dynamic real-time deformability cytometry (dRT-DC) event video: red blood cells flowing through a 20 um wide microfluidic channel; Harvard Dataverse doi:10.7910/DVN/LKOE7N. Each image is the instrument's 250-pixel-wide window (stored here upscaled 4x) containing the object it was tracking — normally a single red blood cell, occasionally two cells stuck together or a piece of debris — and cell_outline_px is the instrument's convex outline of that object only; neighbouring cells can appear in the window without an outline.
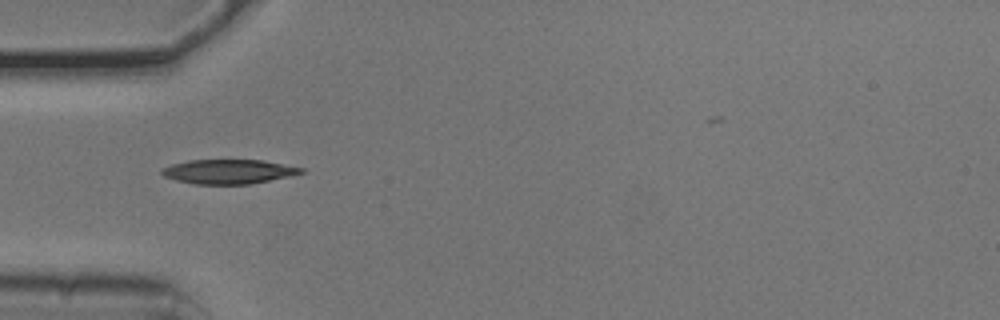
{"species": "common noctule bat (a hibernating species)", "species_latin": "Nyctalus noctula", "temperature_condition": "cold", "stored_images_in_passage": 3, "camera_frame_rate_fps": 3000, "um_per_image_px": 0.085, "animal": {"sex": "male", "body_mass_g": 20.5, "forearm_length_mm": 52.5}, "frame": {"image": 1, "passage_image": 1, "time_ms": 0.0, "image_size_px": [1000, 320], "cell_outline_px": [[304, 172], [292, 176], [248, 184], [192, 184], [176, 180], [164, 176], [160, 172], [160, 168], [172, 164], [188, 160], [264, 160], [304, 168]], "centroid_in_image_um": [19.42, 14.58], "position_along_channel_um": 65.6, "area_um2": 19.88}}
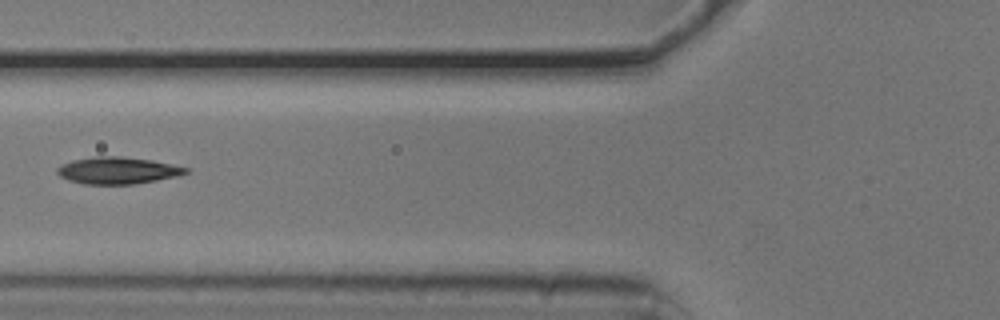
{"frame": {"image": 2, "passage_image": 2, "time_ms": 0.333, "image_size_px": [1000, 320], "cell_outline_px": [[188, 172], [176, 176], [156, 180], [132, 184], [84, 184], [68, 180], [60, 176], [56, 172], [56, 168], [60, 164], [76, 160], [96, 156], [124, 156], [152, 160], [188, 168]], "centroid_in_image_um": [9.96, 14.48], "position_along_channel_um": 115.8, "area_um2": 20.0}}
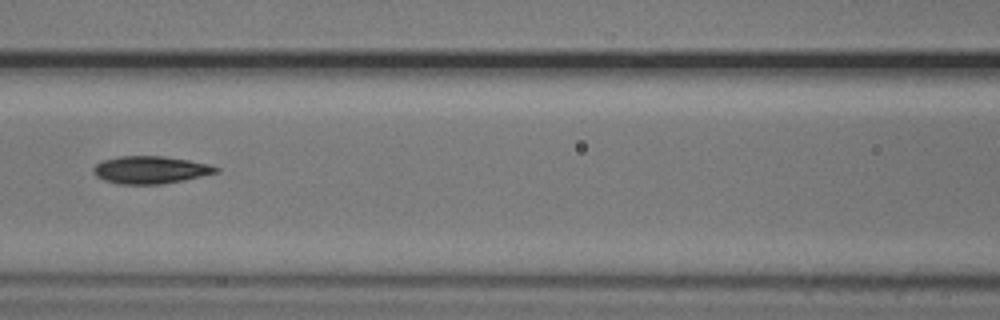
{"frame": {"image": 3, "passage_image": 3, "time_ms": 0.667, "image_size_px": [1000, 320], "cell_outline_px": [[220, 172], [184, 180], [160, 184], [116, 184], [104, 180], [96, 176], [92, 172], [92, 168], [96, 164], [104, 160], [120, 156], [164, 156], [212, 164], [220, 168]], "centroid_in_image_um": [12.81, 14.44], "position_along_channel_um": 153.8, "area_um2": 19.83}}